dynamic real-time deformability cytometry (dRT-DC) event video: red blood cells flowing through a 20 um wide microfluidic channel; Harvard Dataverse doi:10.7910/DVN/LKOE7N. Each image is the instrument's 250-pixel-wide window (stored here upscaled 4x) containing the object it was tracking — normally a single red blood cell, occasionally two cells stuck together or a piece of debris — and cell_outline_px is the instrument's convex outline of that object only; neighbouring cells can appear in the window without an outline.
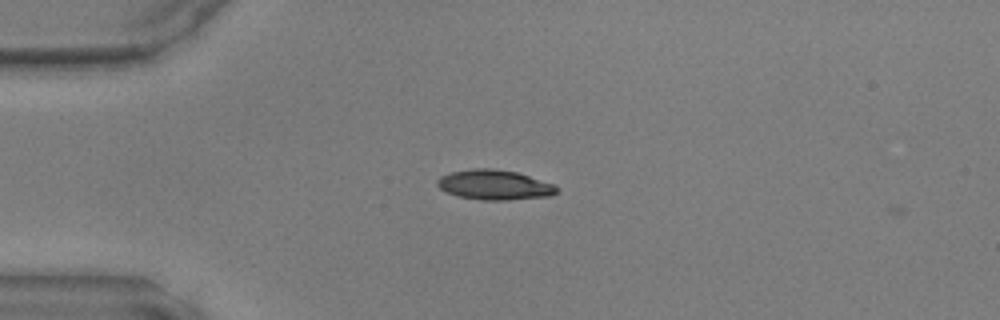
{"species": "common noctule bat (a hibernating species)", "species_latin": "Nyctalus noctula", "temperature_condition": "warm", "stored_images_in_passage": 3, "camera_frame_rate_fps": 3000, "um_per_image_px": 0.085, "animal": {"sex": "male", "body_mass_g": 17.9, "forearm_length_mm": 54.2}, "frame": {"image": 1, "passage_image": 2, "time_ms": 0.333, "image_size_px": [1000, 320], "cell_outline_px": [[560, 188], [552, 196], [508, 200], [484, 200], [460, 196], [448, 192], [440, 188], [436, 184], [436, 180], [440, 176], [452, 172], [472, 168], [492, 168], [516, 172], [552, 184]], "centroid_in_image_um": [42.03, 15.71], "position_along_channel_um": 43.0, "area_um2": 20.63}}